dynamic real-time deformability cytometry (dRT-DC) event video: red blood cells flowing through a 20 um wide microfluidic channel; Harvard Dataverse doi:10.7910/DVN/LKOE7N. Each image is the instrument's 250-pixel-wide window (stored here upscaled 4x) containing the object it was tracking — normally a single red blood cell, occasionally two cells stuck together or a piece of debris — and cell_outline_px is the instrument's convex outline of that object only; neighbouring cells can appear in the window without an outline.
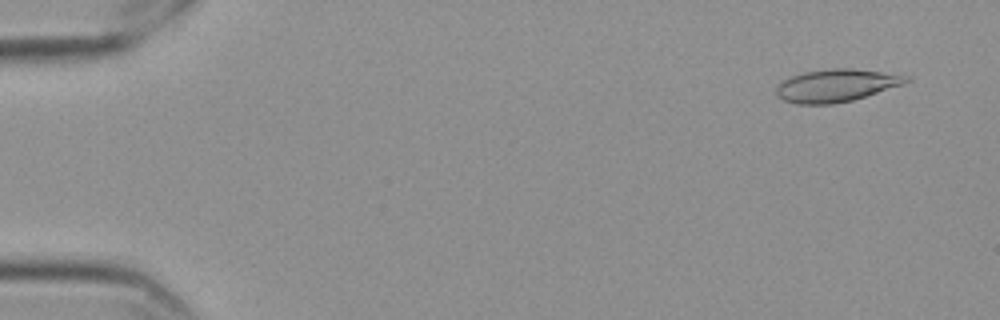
{"species": "Egyptian fruit bat (a non-hibernating species)", "species_latin": "Rousettus aegyptiacus", "temperature_condition": "cold", "stored_images_in_passage": 58, "camera_frame_rate_fps": 3000, "um_per_image_px": 0.085, "frame": {"image": 1, "passage_image": 4, "time_ms": 1.0, "image_size_px": [1000, 320], "cell_outline_px": [[912, 80], [904, 84], [852, 100], [832, 104], [796, 104], [784, 100], [776, 96], [776, 84], [792, 76], [804, 72], [832, 68], [852, 68], [912, 76]], "centroid_in_image_um": [71.08, 7.26], "position_along_channel_um": 13.9, "area_um2": 24.74}}
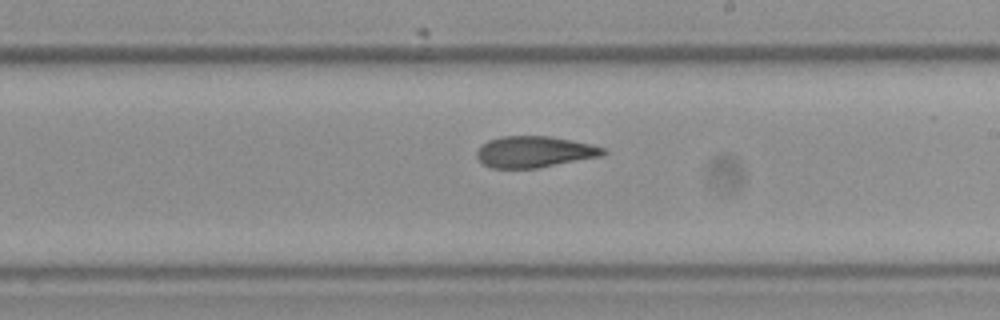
{"frame": {"image": 2, "passage_image": 34, "time_ms": 11.0, "image_size_px": [1000, 320], "cell_outline_px": [[608, 152], [604, 156], [536, 168], [492, 168], [484, 164], [476, 156], [476, 152], [480, 144], [488, 140], [500, 136], [548, 136], [592, 144], [604, 148]], "centroid_in_image_um": [45.43, 12.9], "position_along_channel_um": 243.6, "area_um2": 23.18}}
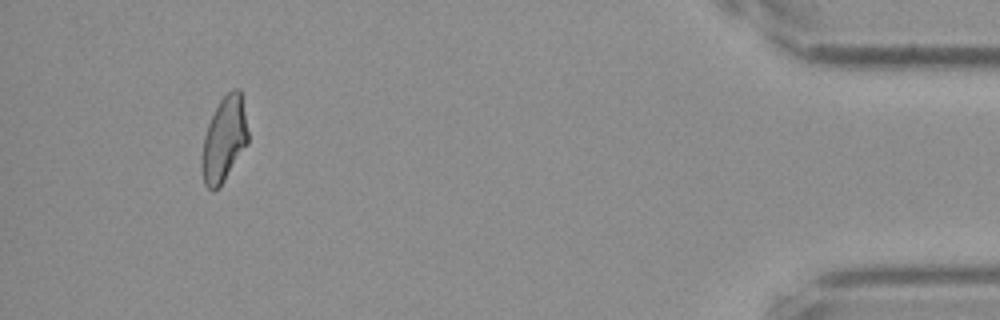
{"frame": {"image": 3, "passage_image": 54, "time_ms": 17.667, "image_size_px": [1000, 320], "cell_outline_px": [[248, 144], [220, 188], [212, 192], [204, 184], [200, 168], [200, 160], [204, 136], [208, 124], [220, 100], [232, 88], [240, 88], [248, 132]], "centroid_in_image_um": [19.03, 11.91], "position_along_channel_um": 416.2, "area_um2": 23.18}, "authors_computed_cell_mechanics": {"area_um2": 23.8714, "velocity_mm_per_s": 3.5427, "shape_relaxation_time_tau1_ms": null, "shape_relaxation_time_tau2_ms": 4.6935, "deformation_change_tau1": null, "deformation_change_tau2": 0.1256}}